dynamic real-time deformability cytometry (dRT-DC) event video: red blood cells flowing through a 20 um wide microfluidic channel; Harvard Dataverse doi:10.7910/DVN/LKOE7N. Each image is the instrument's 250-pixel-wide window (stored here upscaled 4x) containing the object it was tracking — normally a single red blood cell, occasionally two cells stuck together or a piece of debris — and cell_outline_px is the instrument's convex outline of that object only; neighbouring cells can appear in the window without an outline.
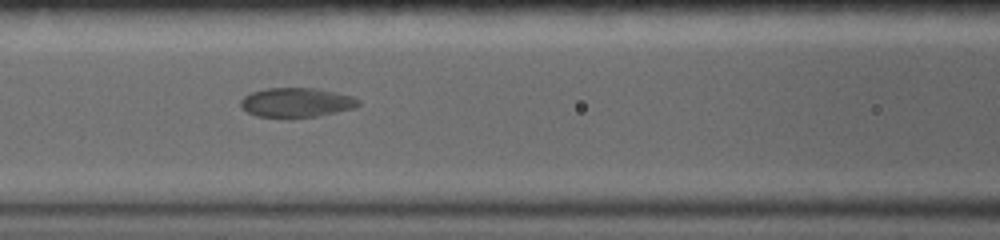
{"species": "common noctule bat (a hibernating species)", "species_latin": "Nyctalus noctula", "temperature_condition": "warm", "stored_images_in_passage": 30, "camera_frame_rate_fps": 5000, "um_per_image_px": 0.085, "animal": {"sex": "female", "body_mass_g": 19.0, "forearm_length_mm": 56.7}, "frame": {"image": 1, "passage_image": 8, "time_ms": 1.8, "image_size_px": [1000, 240], "cell_outline_px": [[360, 104], [356, 108], [316, 116], [288, 120], [256, 116], [240, 108], [240, 100], [244, 96], [252, 92], [264, 88], [316, 88], [336, 92], [352, 96], [360, 100]], "centroid_in_image_um": [25.17, 8.74], "position_along_channel_um": 141.4, "area_um2": 20.87}}
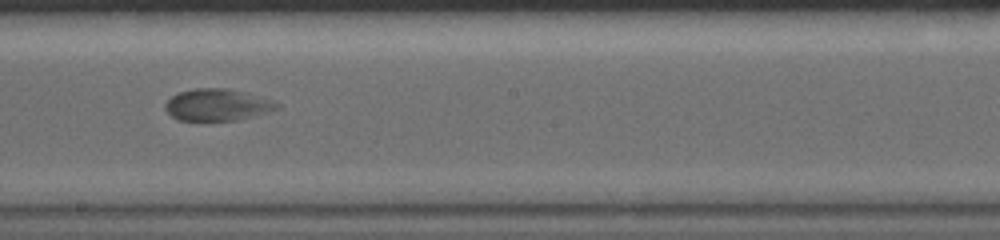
{"frame": {"image": 2, "passage_image": 16, "time_ms": 4.2, "image_size_px": [1000, 240], "cell_outline_px": [[280, 108], [252, 116], [236, 120], [176, 120], [164, 108], [164, 104], [172, 96], [180, 92], [196, 88], [228, 88], [244, 92], [272, 100], [280, 104]], "centroid_in_image_um": [18.46, 8.9], "position_along_channel_um": 229.7, "area_um2": 20.52}}
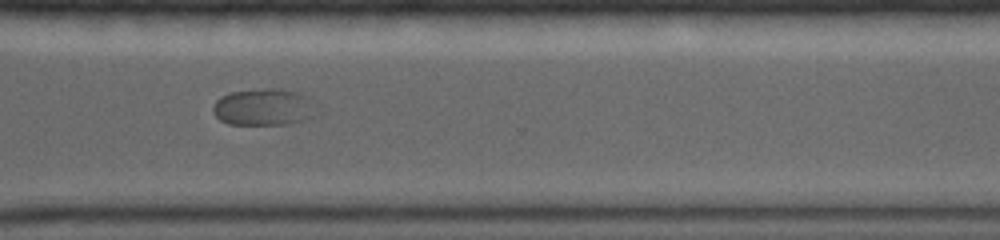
{"frame": {"image": 3, "passage_image": 24, "time_ms": 7.4, "image_size_px": [1000, 240], "cell_outline_px": [[324, 112], [320, 116], [292, 124], [228, 124], [220, 120], [212, 112], [212, 108], [216, 100], [220, 96], [232, 92], [268, 88], [280, 88], [300, 92], [308, 96]], "centroid_in_image_um": [22.57, 9.11], "position_along_channel_um": 348.0, "area_um2": 23.18}}